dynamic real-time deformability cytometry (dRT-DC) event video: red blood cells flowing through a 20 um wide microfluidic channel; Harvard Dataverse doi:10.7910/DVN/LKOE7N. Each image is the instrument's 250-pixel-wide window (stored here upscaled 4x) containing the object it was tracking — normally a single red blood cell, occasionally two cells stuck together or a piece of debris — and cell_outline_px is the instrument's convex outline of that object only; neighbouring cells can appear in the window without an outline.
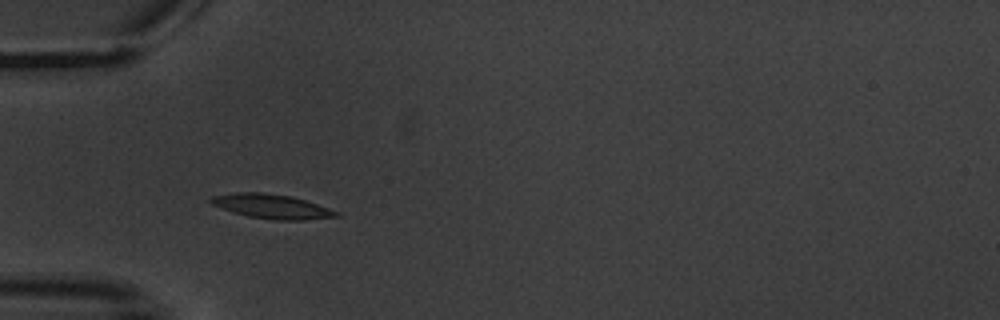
{"species": "common noctule bat (a hibernating species)", "species_latin": "Nyctalus noctula", "temperature_condition": "warm", "stored_images_in_passage": 4, "camera_frame_rate_fps": 3000, "um_per_image_px": 0.085, "animal": {"sex": "male", "body_mass_g": 20.1, "forearm_length_mm": 53.5}, "frame": {"image": 1, "passage_image": 3, "time_ms": 3.667, "image_size_px": [1000, 320], "cell_outline_px": [[340, 216], [304, 220], [276, 220], [248, 216], [232, 212], [212, 204], [208, 200], [212, 196], [236, 192], [264, 192], [292, 196], [340, 212]], "centroid_in_image_um": [23.09, 17.54], "position_along_channel_um": 61.9, "area_um2": 17.74}}